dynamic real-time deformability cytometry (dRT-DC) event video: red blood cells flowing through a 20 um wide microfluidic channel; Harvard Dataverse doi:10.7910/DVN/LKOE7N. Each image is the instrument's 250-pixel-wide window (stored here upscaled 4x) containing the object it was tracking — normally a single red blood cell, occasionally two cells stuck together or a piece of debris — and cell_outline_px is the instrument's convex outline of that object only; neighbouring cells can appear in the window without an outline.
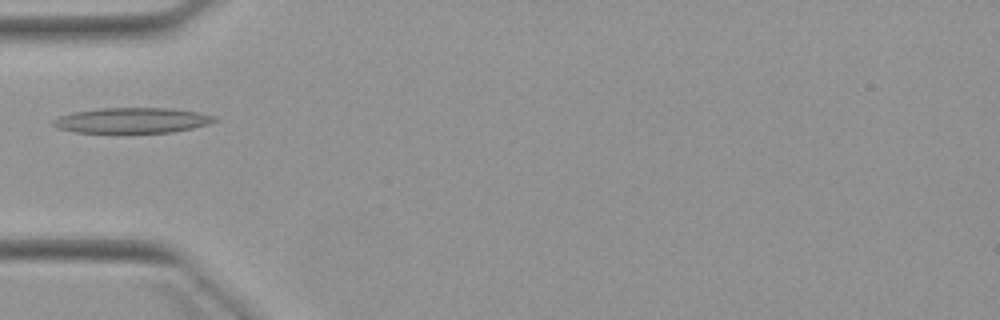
{"species": "Egyptian fruit bat (a non-hibernating species)", "species_latin": "Rousettus aegyptiacus", "temperature_condition": "warm", "stored_images_in_passage": 3, "camera_frame_rate_fps": 3000, "um_per_image_px": 0.085, "animal": {"sex": "female"}, "frame": {"image": 1, "passage_image": 2, "time_ms": 1.333, "image_size_px": [1000, 320], "cell_outline_px": [[220, 120], [208, 124], [192, 128], [172, 132], [72, 132], [56, 128], [52, 124], [52, 120], [60, 116], [72, 112], [100, 108], [168, 108], [196, 112], [216, 116]], "centroid_in_image_um": [11.22, 10.23], "position_along_channel_um": 73.8, "area_um2": 23.81}}
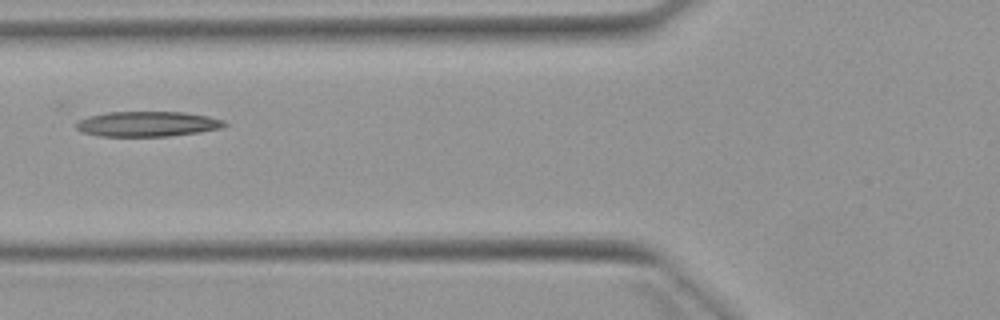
{"frame": {"image": 2, "passage_image": 3, "time_ms": 2.333, "image_size_px": [1000, 320], "cell_outline_px": [[228, 124], [224, 128], [200, 132], [168, 136], [96, 136], [84, 132], [76, 128], [76, 120], [88, 116], [108, 112], [184, 112], [208, 116], [224, 120]], "centroid_in_image_um": [12.55, 10.53], "position_along_channel_um": 113.3, "area_um2": 21.91}}